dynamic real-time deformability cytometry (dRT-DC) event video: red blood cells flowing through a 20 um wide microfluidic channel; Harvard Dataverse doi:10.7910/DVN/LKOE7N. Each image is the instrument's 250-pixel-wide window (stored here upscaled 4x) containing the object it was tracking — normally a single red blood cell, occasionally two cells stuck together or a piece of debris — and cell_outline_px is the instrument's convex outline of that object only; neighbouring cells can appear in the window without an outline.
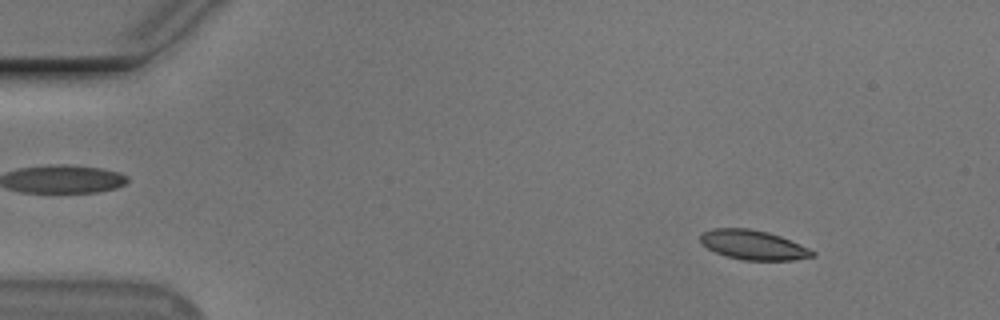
{"species": "Egyptian fruit bat (a non-hibernating species)", "species_latin": "Rousettus aegyptiacus", "temperature_condition": "cold", "stored_images_in_passage": 55, "camera_frame_rate_fps": 3000, "um_per_image_px": 0.085, "animal": {"sex": "male"}, "frame": {"image": 1, "passage_image": 7, "time_ms": 2.0, "image_size_px": [1000, 320], "cell_outline_px": [[816, 256], [796, 260], [744, 260], [728, 256], [716, 252], [700, 244], [700, 232], [712, 228], [748, 228], [768, 232], [780, 236], [800, 244], [816, 252]], "centroid_in_image_um": [64.02, 20.81], "position_along_channel_um": 21.0, "area_um2": 19.36}}
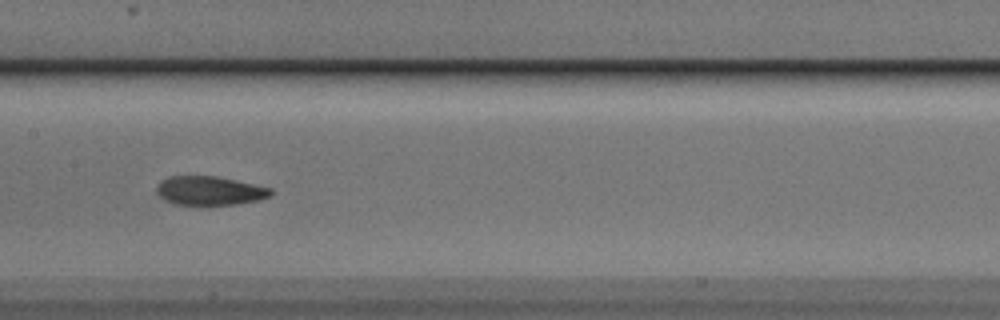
{"frame": {"image": 2, "passage_image": 28, "time_ms": 9.0, "image_size_px": [1000, 320], "cell_outline_px": [[272, 196], [256, 200], [236, 204], [208, 208], [204, 208], [172, 204], [164, 200], [156, 192], [156, 184], [160, 180], [168, 176], [216, 176], [236, 180], [272, 188]], "centroid_in_image_um": [17.76, 16.26], "position_along_channel_um": 189.6, "area_um2": 20.23}}
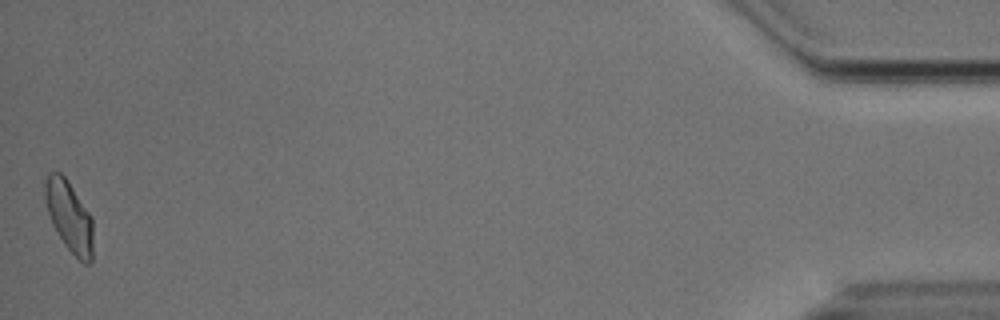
{"frame": {"image": 3, "passage_image": 55, "time_ms": 18.0, "image_size_px": [1000, 320], "cell_outline_px": [[92, 260], [88, 264], [84, 264], [64, 244], [52, 224], [44, 200], [44, 180], [52, 172], [60, 172], [68, 180], [92, 216]], "centroid_in_image_um": [5.88, 18.37], "position_along_channel_um": 429.3, "area_um2": 19.83}, "authors_computed_cell_mechanics": {"area_um2": 19.8254, "velocity_mm_per_s": 3.7199, "shape_relaxation_time_tau1_ms": 3.907, "shape_relaxation_time_tau2_ms": 1.2291, "deformation_change_tau1": 0.1483, "deformation_change_tau2": 0.0683}}